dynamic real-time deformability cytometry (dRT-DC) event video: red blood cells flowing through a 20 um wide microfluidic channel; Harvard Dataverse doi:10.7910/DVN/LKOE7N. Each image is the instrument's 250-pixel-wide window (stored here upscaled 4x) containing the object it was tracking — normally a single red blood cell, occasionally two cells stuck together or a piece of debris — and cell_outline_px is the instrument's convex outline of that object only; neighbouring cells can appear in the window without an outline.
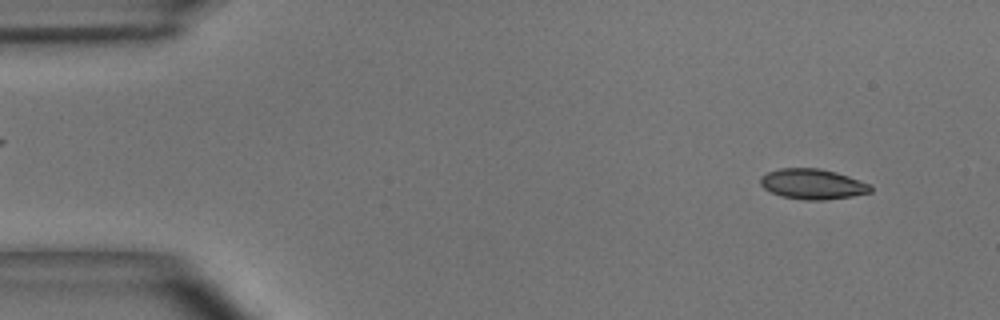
{"species": "common noctule bat (a hibernating species)", "species_latin": "Nyctalus noctula", "temperature_condition": "room temperature", "stored_images_in_passage": 54, "camera_frame_rate_fps": 3000, "um_per_image_px": 0.085, "animal": {"sex": "male", "body_mass_g": 15.6}, "frame": {"image": 1, "passage_image": 4, "time_ms": 1.0, "image_size_px": [1000, 320], "cell_outline_px": [[872, 192], [852, 196], [824, 200], [804, 200], [780, 196], [764, 188], [760, 184], [760, 176], [768, 172], [780, 168], [820, 168], [836, 172], [872, 184]], "centroid_in_image_um": [69.08, 15.64], "position_along_channel_um": 15.9, "area_um2": 19.59}}
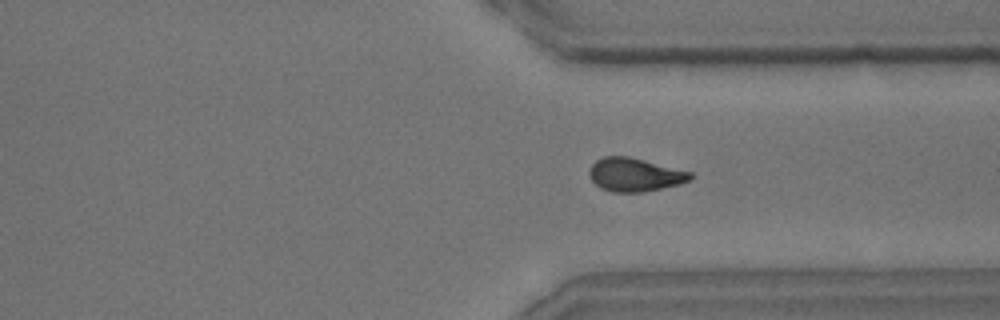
{"frame": {"image": 2, "passage_image": 40, "time_ms": 13.0, "image_size_px": [1000, 320], "cell_outline_px": [[692, 180], [680, 184], [640, 192], [612, 192], [600, 188], [592, 180], [588, 172], [592, 164], [596, 160], [604, 156], [628, 156], [692, 172]], "centroid_in_image_um": [53.95, 14.85], "position_along_channel_um": 357.5, "area_um2": 19.59}}
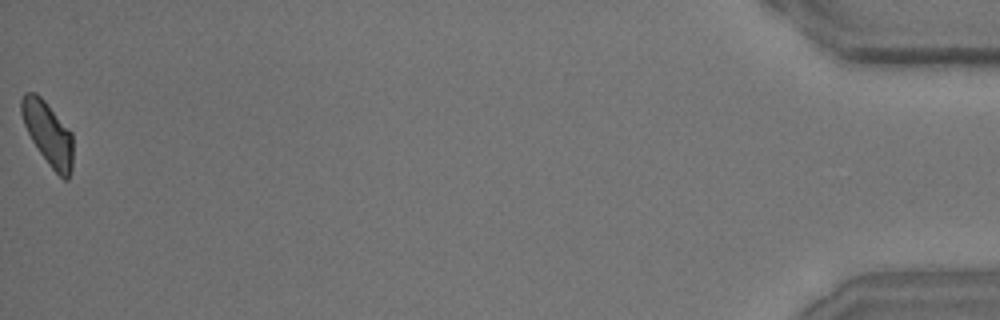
{"frame": {"image": 3, "passage_image": 54, "time_ms": 17.667, "image_size_px": [1000, 320], "cell_outline_px": [[72, 168], [68, 180], [64, 180], [48, 164], [32, 140], [24, 124], [20, 112], [20, 100], [24, 92], [36, 92], [44, 100], [72, 132]], "centroid_in_image_um": [4.07, 11.32], "position_along_channel_um": 431.1, "area_um2": 18.96}, "authors_computed_cell_mechanics": {"area_um2": 19.6231, "velocity_mm_per_s": 3.6403, "shape_relaxation_time_tau1_ms": 5.3506, "shape_relaxation_time_tau2_ms": 3.5146, "deformation_change_tau1": 0.1297, "deformation_change_tau2": 0.0813}}